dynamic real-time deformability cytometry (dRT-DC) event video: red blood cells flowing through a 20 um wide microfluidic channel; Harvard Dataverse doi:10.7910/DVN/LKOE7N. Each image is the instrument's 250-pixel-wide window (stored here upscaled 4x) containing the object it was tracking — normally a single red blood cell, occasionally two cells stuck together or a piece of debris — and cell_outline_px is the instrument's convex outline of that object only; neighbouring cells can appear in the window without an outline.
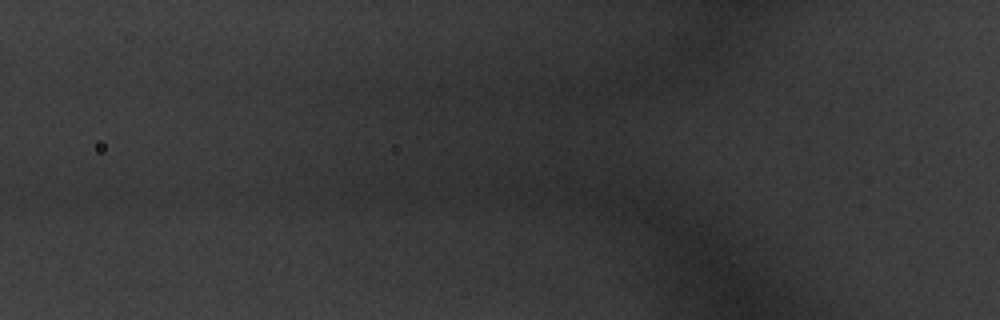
{"species": "common noctule bat (a hibernating species)", "species_latin": "Nyctalus noctula", "temperature_condition": "warm", "stored_images_in_passage": 3, "camera_frame_rate_fps": 3000, "um_per_image_px": 0.085, "animal": {"sex": "male", "body_mass_g": 20.1, "forearm_length_mm": 53.5}, "frame": {"image": 1, "passage_image": 2, "time_ms": 0.333, "image_size_px": [1000, 320], "cell_outline_px": [[588, 176], [580, 188], [564, 192], [476, 192], [424, 184], [424, 164], [456, 160], [516, 160], [548, 164], [576, 168]], "centroid_in_image_um": [42.76, 14.99], "position_along_channel_um": 83.0, "area_um2": 32.43}}